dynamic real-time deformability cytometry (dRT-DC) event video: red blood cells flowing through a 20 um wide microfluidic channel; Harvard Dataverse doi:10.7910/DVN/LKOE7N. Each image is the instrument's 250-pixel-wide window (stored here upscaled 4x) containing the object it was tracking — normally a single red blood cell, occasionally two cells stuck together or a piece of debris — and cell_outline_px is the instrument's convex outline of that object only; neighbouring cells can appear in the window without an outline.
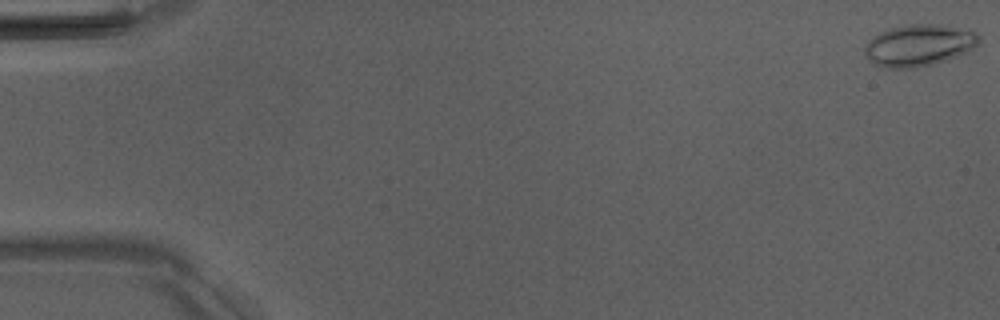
{"species": "Egyptian fruit bat (a non-hibernating species)", "species_latin": "Rousettus aegyptiacus", "temperature_condition": "room temperature", "stored_images_in_passage": 52, "camera_frame_rate_fps": 3000, "um_per_image_px": 0.085, "animal": {"sex": "male"}, "frame": {"image": 1, "passage_image": 1, "time_ms": 0.0, "image_size_px": [1000, 320], "cell_outline_px": [[980, 44], [968, 52], [932, 64], [912, 68], [888, 68], [876, 64], [868, 60], [864, 52], [864, 48], [868, 40], [872, 36], [888, 28], [908, 24], [940, 24], [976, 32], [980, 36]], "centroid_in_image_um": [78.1, 3.83], "position_along_channel_um": 6.9, "area_um2": 27.86}}
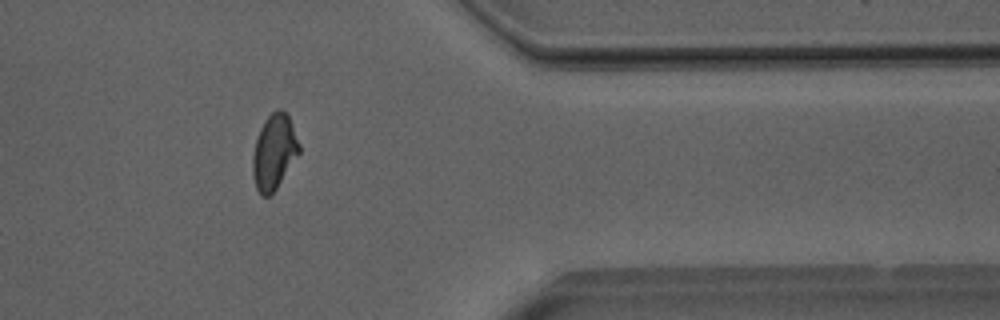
{"frame": {"image": 2, "passage_image": 43, "time_ms": 14.0, "image_size_px": [1000, 320], "cell_outline_px": [[300, 152], [276, 188], [268, 196], [260, 196], [256, 188], [252, 176], [252, 156], [256, 140], [260, 128], [264, 120], [276, 108], [280, 108], [288, 116], [300, 144]], "centroid_in_image_um": [23.28, 12.91], "position_along_channel_um": 388.1, "area_um2": 20.23}}
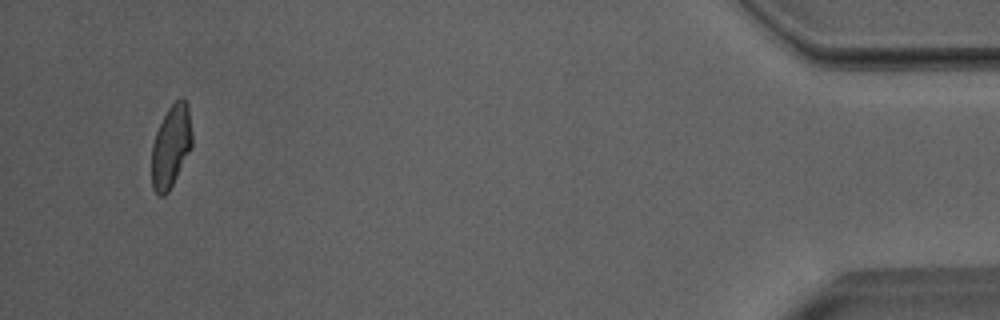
{"frame": {"image": 3, "passage_image": 50, "time_ms": 16.333, "image_size_px": [1000, 320], "cell_outline_px": [[192, 148], [168, 192], [164, 196], [160, 196], [152, 188], [152, 144], [156, 132], [168, 108], [180, 96], [184, 96], [188, 104], [192, 132]], "centroid_in_image_um": [14.55, 12.4], "position_along_channel_um": 420.6, "area_um2": 19.54}, "authors_computed_cell_mechanics": {"area_um2": 20.5768, "velocity_mm_per_s": 4.0048, "shape_relaxation_time_tau1_ms": 11.2056, "shape_relaxation_time_tau2_ms": 1.3596, "deformation_change_tau1": 0.262, "deformation_change_tau2": 0.0712}}